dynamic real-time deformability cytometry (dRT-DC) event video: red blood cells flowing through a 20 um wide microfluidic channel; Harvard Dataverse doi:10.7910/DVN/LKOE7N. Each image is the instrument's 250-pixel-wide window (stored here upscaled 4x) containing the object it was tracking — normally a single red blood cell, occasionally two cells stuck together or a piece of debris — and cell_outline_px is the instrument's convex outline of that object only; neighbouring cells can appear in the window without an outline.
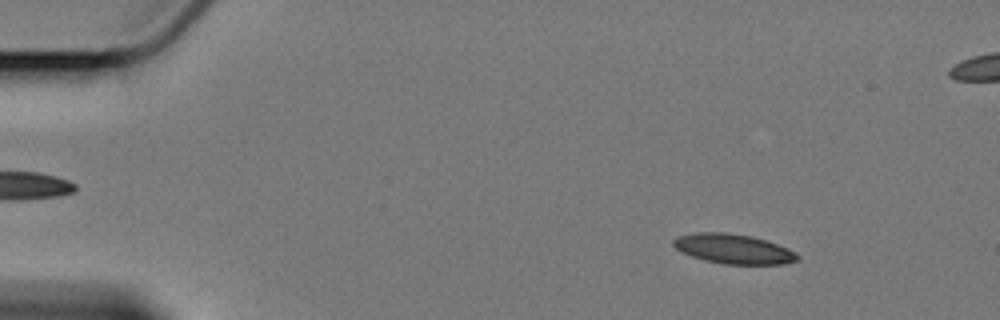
{"species": "Egyptian fruit bat (a non-hibernating species)", "species_latin": "Rousettus aegyptiacus", "temperature_condition": "cold", "stored_images_in_passage": 7, "segment_of_instrument_passage": [1, 2], "camera_frame_rate_fps": 3000, "um_per_image_px": 0.085, "animal": {"sex": "female"}, "frame": {"image": 1, "passage_image": 2, "time_ms": 1.0, "image_size_px": [1000, 320], "cell_outline_px": [[800, 260], [780, 264], [724, 264], [704, 260], [692, 256], [676, 248], [672, 244], [672, 240], [680, 236], [700, 232], [724, 232], [752, 236], [788, 248], [796, 252], [800, 256]], "centroid_in_image_um": [62.37, 21.16], "position_along_channel_um": 22.6, "area_um2": 21.27}}
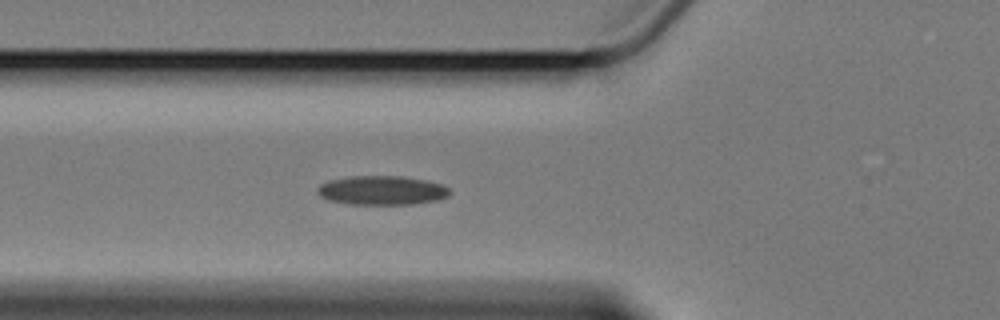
{"frame": {"image": 2, "passage_image": 6, "time_ms": 5.667, "image_size_px": [1000, 320], "cell_outline_px": [[452, 192], [448, 196], [436, 200], [412, 204], [348, 204], [328, 200], [320, 196], [316, 192], [316, 188], [320, 184], [328, 180], [348, 176], [400, 176], [428, 180], [444, 184]], "centroid_in_image_um": [32.45, 16.17], "position_along_channel_um": 93.4, "area_um2": 22.72}}